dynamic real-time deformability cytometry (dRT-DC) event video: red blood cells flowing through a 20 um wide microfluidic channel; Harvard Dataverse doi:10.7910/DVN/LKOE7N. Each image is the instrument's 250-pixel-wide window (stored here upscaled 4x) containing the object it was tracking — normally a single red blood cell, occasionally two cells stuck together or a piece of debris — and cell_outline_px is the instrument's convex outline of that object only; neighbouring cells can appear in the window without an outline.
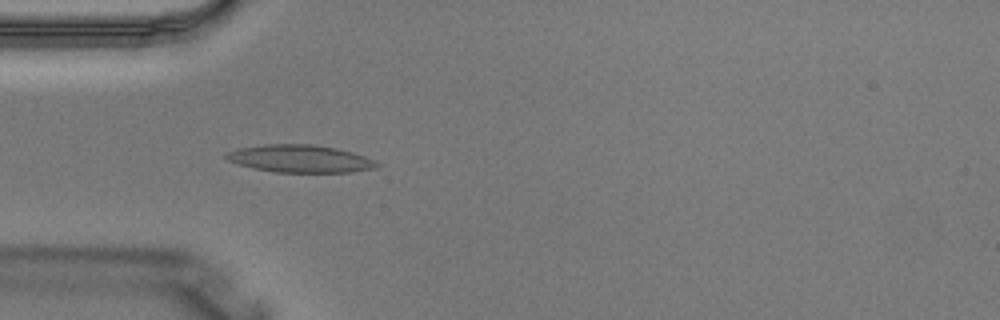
{"species": "Egyptian fruit bat (a non-hibernating species)", "species_latin": "Rousettus aegyptiacus", "temperature_condition": "warm", "stored_images_in_passage": 3, "camera_frame_rate_fps": 3000, "um_per_image_px": 0.085, "animal": {"sex": "male"}, "frame": {"image": 1, "passage_image": 2, "time_ms": 0.333, "image_size_px": [1000, 320], "cell_outline_px": [[380, 164], [376, 168], [352, 172], [276, 172], [252, 168], [228, 160], [224, 156], [224, 152], [236, 148], [264, 144], [312, 144], [336, 148], [352, 152], [376, 160]], "centroid_in_image_um": [25.49, 13.48], "position_along_channel_um": 59.5, "area_um2": 24.33}}